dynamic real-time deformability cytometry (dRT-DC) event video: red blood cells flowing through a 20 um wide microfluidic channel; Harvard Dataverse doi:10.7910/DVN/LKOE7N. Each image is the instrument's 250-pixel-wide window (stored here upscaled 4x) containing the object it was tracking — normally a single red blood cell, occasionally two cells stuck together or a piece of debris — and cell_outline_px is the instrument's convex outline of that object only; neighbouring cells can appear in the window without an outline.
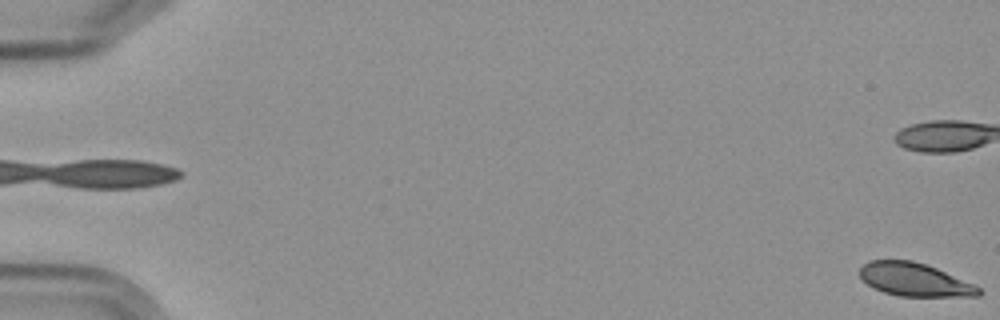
{"species": "Egyptian fruit bat (a non-hibernating species)", "species_latin": "Rousettus aegyptiacus", "temperature_condition": "cold", "stored_images_in_passage": 6, "segment_of_instrument_passage": [2, 2], "camera_frame_rate_fps": 3000, "um_per_image_px": 0.085, "frame": {"image": 1, "passage_image": 6, "time_ms": 6.667, "image_size_px": [1000, 320], "cell_outline_px": [[980, 296], [900, 296], [884, 292], [872, 288], [860, 276], [860, 268], [864, 264], [872, 260], [912, 260], [936, 268], [976, 284], [980, 288]], "centroid_in_image_um": [77.76, 23.77], "position_along_channel_um": 7.2, "area_um2": 22.89}}